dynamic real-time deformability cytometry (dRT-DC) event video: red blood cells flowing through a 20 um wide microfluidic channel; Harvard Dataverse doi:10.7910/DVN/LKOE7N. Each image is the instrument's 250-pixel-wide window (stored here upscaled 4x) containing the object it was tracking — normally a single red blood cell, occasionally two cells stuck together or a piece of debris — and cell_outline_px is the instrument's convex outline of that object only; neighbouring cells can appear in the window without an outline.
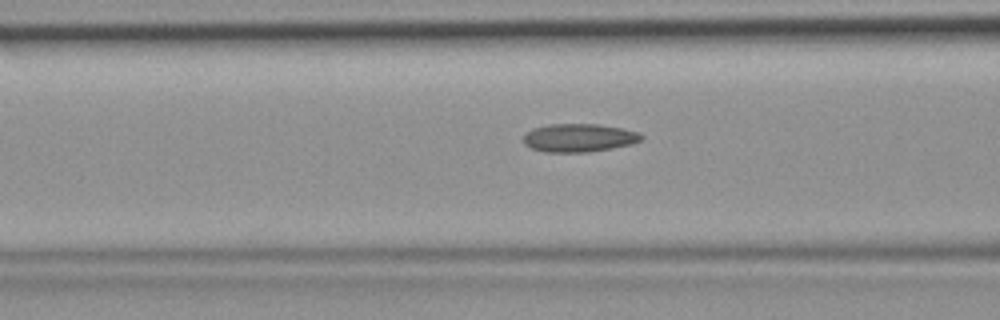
{"species": "common noctule bat (a hibernating species)", "species_latin": "Nyctalus noctula", "temperature_condition": "room temperature", "stored_images_in_passage": 28, "camera_frame_rate_fps": 3000, "um_per_image_px": 0.085, "animal": {"sex": "female", "body_mass_g": 19.9}, "frame": {"image": 1, "passage_image": 4, "time_ms": 1.0, "image_size_px": [1000, 320], "cell_outline_px": [[644, 136], [640, 140], [632, 144], [612, 148], [588, 152], [544, 152], [532, 148], [524, 144], [524, 132], [532, 128], [548, 124], [596, 124], [620, 128], [640, 132]], "centroid_in_image_um": [49.19, 11.71], "position_along_channel_um": 117.4, "area_um2": 19.48}}
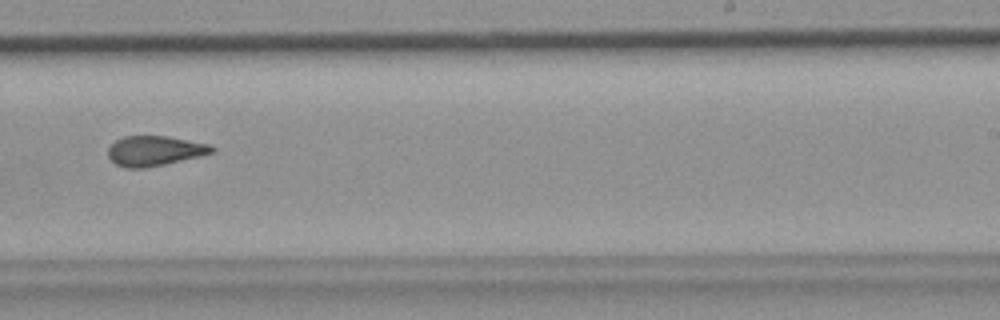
{"frame": {"image": 2, "passage_image": 15, "time_ms": 4.667, "image_size_px": [1000, 320], "cell_outline_px": [[216, 152], [164, 164], [144, 168], [124, 168], [116, 164], [108, 156], [108, 148], [116, 140], [124, 136], [168, 136], [208, 144], [216, 148]], "centroid_in_image_um": [13.14, 12.82], "position_along_channel_um": 275.9, "area_um2": 18.03}}
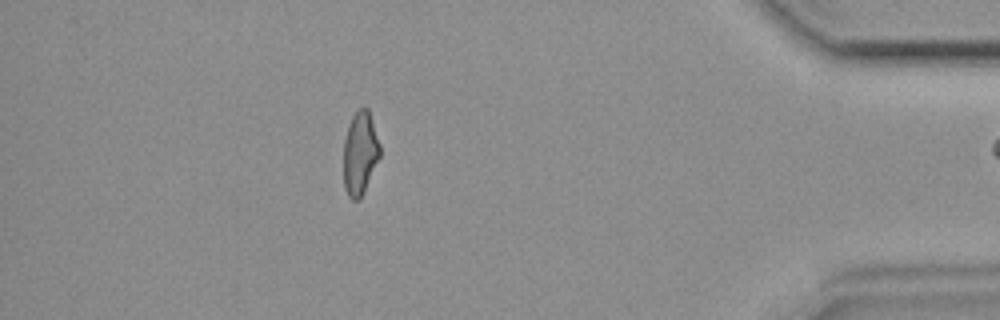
{"frame": {"image": 3, "passage_image": 27, "time_ms": 8.667, "image_size_px": [1000, 320], "cell_outline_px": [[380, 156], [360, 196], [356, 200], [352, 200], [348, 196], [344, 188], [344, 140], [348, 124], [352, 116], [360, 108], [368, 108], [380, 144]], "centroid_in_image_um": [30.59, 12.98], "position_along_channel_um": 404.6, "area_um2": 17.28}}